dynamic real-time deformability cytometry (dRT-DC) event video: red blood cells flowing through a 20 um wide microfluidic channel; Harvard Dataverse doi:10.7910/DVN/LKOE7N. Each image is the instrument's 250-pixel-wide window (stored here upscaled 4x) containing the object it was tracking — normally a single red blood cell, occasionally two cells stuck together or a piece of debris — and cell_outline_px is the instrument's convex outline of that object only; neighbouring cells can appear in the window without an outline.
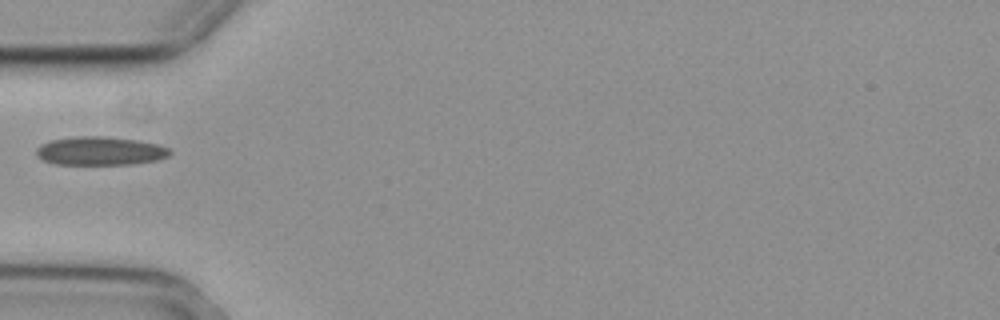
{"species": "common noctule bat (a hibernating species)", "species_latin": "Nyctalus noctula", "temperature_condition": "cold", "stored_images_in_passage": 6, "camera_frame_rate_fps": 3000, "um_per_image_px": 0.085, "animal": {"sex": "female", "body_mass_g": 29.2, "forearm_length_mm": 56.3}, "frame": {"image": 1, "passage_image": 1, "time_ms": 0.0, "image_size_px": [1000, 320], "cell_outline_px": [[172, 152], [168, 156], [156, 160], [132, 164], [56, 164], [44, 160], [36, 156], [36, 148], [40, 144], [52, 140], [76, 136], [104, 136], [140, 140], [160, 144], [168, 148]], "centroid_in_image_um": [8.52, 12.82], "position_along_channel_um": 76.5, "area_um2": 22.31}}
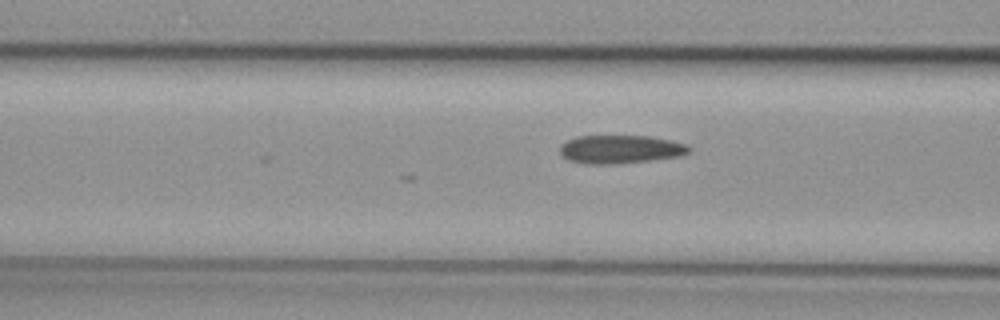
{"frame": {"image": 2, "passage_image": 4, "time_ms": 1.0, "image_size_px": [1000, 320], "cell_outline_px": [[692, 152], [680, 156], [652, 160], [612, 164], [584, 164], [568, 160], [560, 152], [560, 144], [576, 136], [648, 136], [672, 140], [688, 144], [692, 148]], "centroid_in_image_um": [52.77, 12.69], "position_along_channel_um": 113.8, "area_um2": 21.56}}